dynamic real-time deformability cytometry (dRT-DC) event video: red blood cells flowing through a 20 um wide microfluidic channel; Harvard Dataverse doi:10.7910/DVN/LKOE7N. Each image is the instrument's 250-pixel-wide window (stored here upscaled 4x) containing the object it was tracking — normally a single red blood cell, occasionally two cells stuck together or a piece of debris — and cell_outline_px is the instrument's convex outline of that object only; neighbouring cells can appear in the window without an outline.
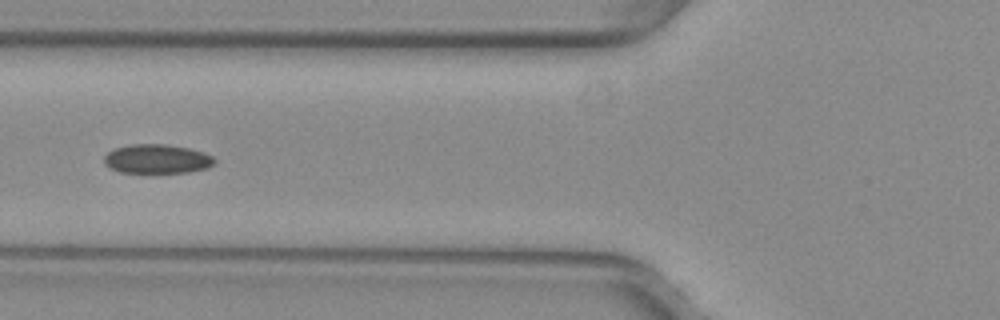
{"species": "common noctule bat (a hibernating species)", "species_latin": "Nyctalus noctula", "temperature_condition": "warm", "stored_images_in_passage": 52, "segment_of_instrument_passage": [2, 2], "camera_frame_rate_fps": 3000, "um_per_image_px": 0.085, "animal": {"sex": "female", "body_mass_g": 29.2, "forearm_length_mm": 56.3}, "frame": {"image": 1, "passage_image": 20, "time_ms": 6.333, "image_size_px": [1000, 320], "cell_outline_px": [[216, 164], [208, 168], [188, 172], [120, 172], [108, 168], [104, 164], [104, 156], [108, 152], [116, 148], [132, 144], [164, 144], [188, 148], [212, 156], [216, 160]], "centroid_in_image_um": [13.34, 13.51], "position_along_channel_um": 112.5, "area_um2": 18.67}}
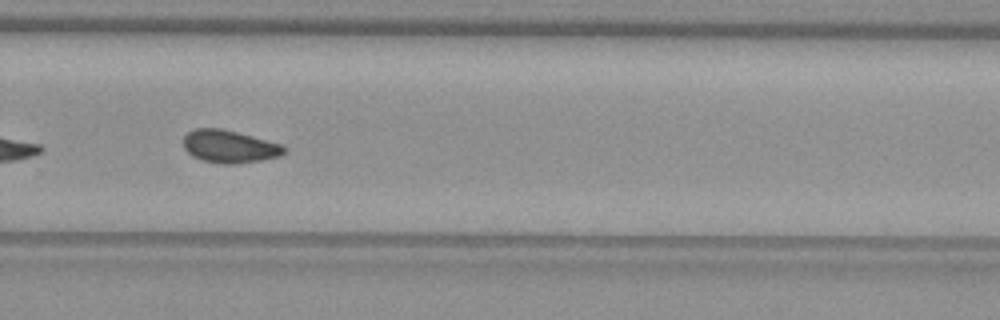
{"frame": {"image": 2, "passage_image": 35, "time_ms": 11.333, "image_size_px": [1000, 320], "cell_outline_px": [[288, 148], [280, 156], [260, 160], [232, 164], [220, 164], [200, 160], [192, 156], [184, 148], [184, 136], [188, 132], [196, 128], [220, 128], [284, 144]], "centroid_in_image_um": [19.51, 12.45], "position_along_channel_um": 310.3, "area_um2": 19.25}}
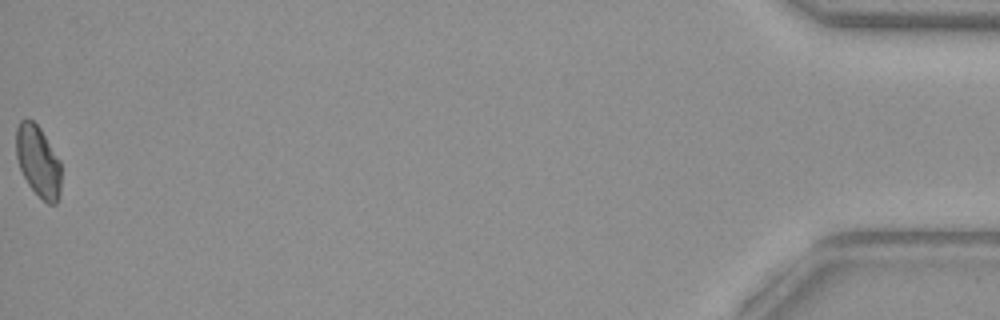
{"frame": {"image": 3, "passage_image": 52, "time_ms": 17.0, "image_size_px": [1000, 320], "cell_outline_px": [[60, 196], [56, 204], [48, 204], [28, 184], [20, 168], [16, 156], [16, 128], [20, 120], [32, 120], [40, 128], [60, 160]], "centroid_in_image_um": [3.25, 13.71], "position_along_channel_um": 432.0, "area_um2": 18.5}}